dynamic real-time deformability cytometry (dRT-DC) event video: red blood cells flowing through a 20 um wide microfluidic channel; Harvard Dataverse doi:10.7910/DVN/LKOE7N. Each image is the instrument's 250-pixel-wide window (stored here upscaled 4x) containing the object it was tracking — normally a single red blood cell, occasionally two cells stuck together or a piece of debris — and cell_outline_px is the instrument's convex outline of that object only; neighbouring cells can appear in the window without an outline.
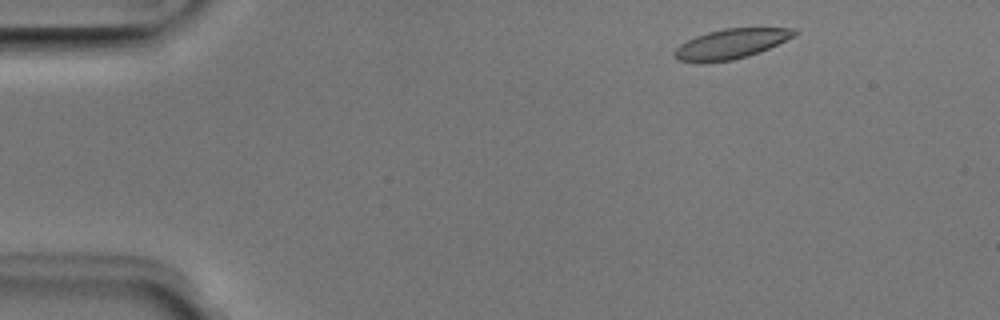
{"species": "Egyptian fruit bat (a non-hibernating species)", "species_latin": "Rousettus aegyptiacus", "temperature_condition": "room temperature", "stored_images_in_passage": 3, "camera_frame_rate_fps": 3000, "um_per_image_px": 0.085, "animal": {"sex": "male"}, "frame": {"image": 1, "passage_image": 1, "time_ms": 0.0, "image_size_px": [1000, 320], "cell_outline_px": [[800, 32], [796, 36], [760, 52], [748, 56], [732, 60], [676, 60], [672, 56], [676, 48], [680, 44], [696, 36], [708, 32], [724, 28], [796, 28]], "centroid_in_image_um": [62.22, 3.69], "position_along_channel_um": 22.8, "area_um2": 20.46}}